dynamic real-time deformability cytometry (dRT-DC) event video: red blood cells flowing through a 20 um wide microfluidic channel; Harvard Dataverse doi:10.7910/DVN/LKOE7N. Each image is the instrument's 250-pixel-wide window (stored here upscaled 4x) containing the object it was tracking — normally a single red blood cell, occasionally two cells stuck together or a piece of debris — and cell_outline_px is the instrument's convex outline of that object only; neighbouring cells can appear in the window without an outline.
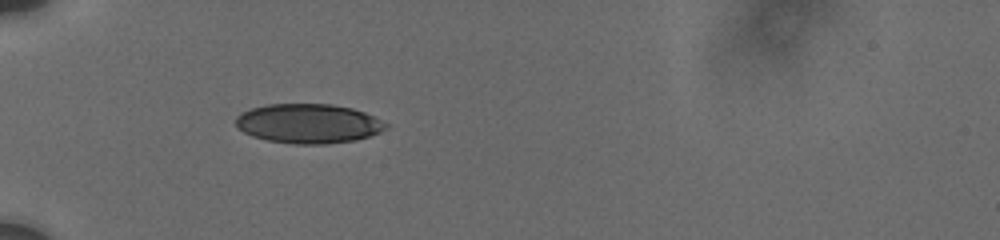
{"species": "human", "species_latin": "Homo sapiens", "temperature_condition": "cold", "stored_images_in_passage": 35, "camera_frame_rate_fps": 3000, "um_per_image_px": 0.085, "donor": {"sex": "male"}, "frame": {"image": 1, "passage_image": 2, "time_ms": 0.667, "image_size_px": [1000, 240], "cell_outline_px": [[388, 128], [380, 132], [356, 140], [324, 144], [296, 144], [268, 140], [252, 136], [244, 132], [236, 124], [236, 116], [240, 112], [252, 108], [268, 104], [332, 104], [352, 108], [364, 112], [388, 124]], "centroid_in_image_um": [26.21, 10.5], "position_along_channel_um": 58.8, "area_um2": 34.39}}
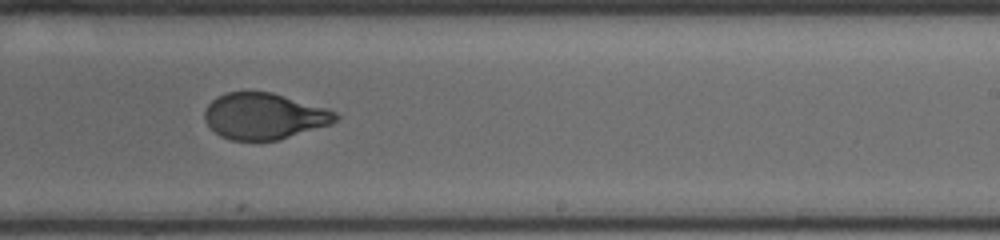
{"frame": {"image": 2, "passage_image": 17, "time_ms": 6.667, "image_size_px": [1000, 240], "cell_outline_px": [[340, 116], [332, 124], [276, 140], [228, 140], [220, 136], [204, 120], [204, 112], [208, 104], [216, 96], [224, 92], [272, 92], [328, 108], [336, 112]], "centroid_in_image_um": [22.45, 9.86], "position_along_channel_um": 266.5, "area_um2": 35.32}}
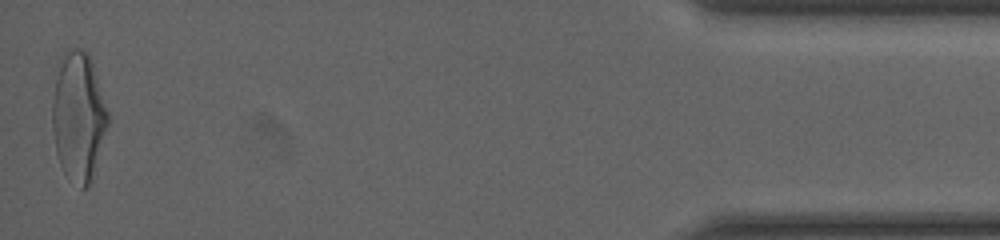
{"frame": {"image": 3, "passage_image": 35, "time_ms": 13.0, "image_size_px": [1000, 240], "cell_outline_px": [[108, 124], [92, 184], [84, 188], [80, 188], [68, 180], [60, 164], [56, 152], [52, 128], [52, 104], [60, 56], [68, 48], [80, 48], [88, 52], [92, 60], [108, 112]], "centroid_in_image_um": [6.67, 9.94], "position_along_channel_um": 428.5, "area_um2": 42.25}, "authors_computed_cell_mechanics": {"area_um2": 36.4718, "velocity_mm_per_s": 3.7193, "shape_relaxation_time_tau1_ms": 4.2274, "shape_relaxation_time_tau2_ms": null, "deformation_change_tau1": 0.1629, "deformation_change_tau2": null}}